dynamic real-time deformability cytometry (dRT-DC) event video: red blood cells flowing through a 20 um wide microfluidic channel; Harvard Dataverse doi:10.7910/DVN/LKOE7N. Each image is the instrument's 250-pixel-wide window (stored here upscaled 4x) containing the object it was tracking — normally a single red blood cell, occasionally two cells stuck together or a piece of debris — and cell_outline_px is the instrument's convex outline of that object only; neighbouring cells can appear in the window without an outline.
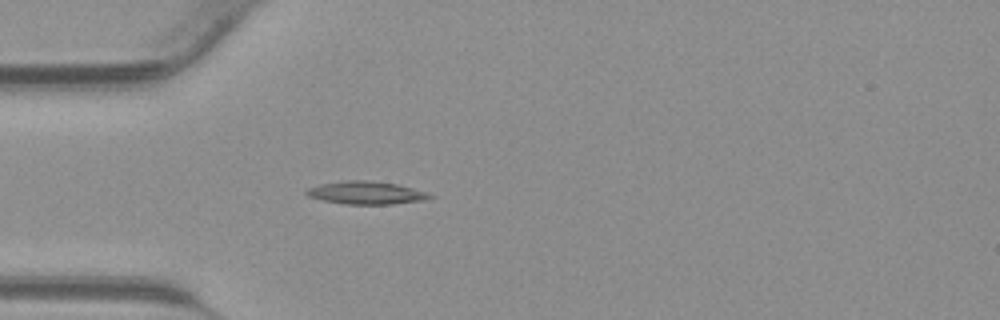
{"species": "common noctule bat (a hibernating species)", "species_latin": "Nyctalus noctula", "temperature_condition": "warm", "stored_images_in_passage": 30, "camera_frame_rate_fps": 3000, "um_per_image_px": 0.085, "animal": {"sex": "male", "body_mass_g": 23.1, "forearm_length_mm": 52.7}, "frame": {"image": 1, "passage_image": 4, "time_ms": 1.0, "image_size_px": [1000, 320], "cell_outline_px": [[436, 196], [428, 200], [392, 204], [344, 204], [324, 200], [308, 196], [304, 192], [308, 188], [320, 184], [344, 180], [368, 180], [396, 184], [412, 188]], "centroid_in_image_um": [31.13, 16.39], "position_along_channel_um": 53.9, "area_um2": 16.42}}
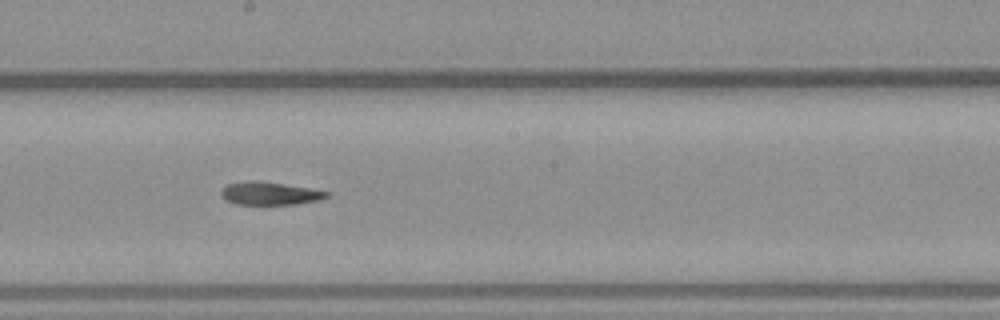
{"frame": {"image": 2, "passage_image": 15, "time_ms": 4.667, "image_size_px": [1000, 320], "cell_outline_px": [[332, 196], [320, 200], [296, 204], [236, 204], [220, 196], [220, 192], [228, 184], [248, 180], [256, 180], [284, 184], [332, 192]], "centroid_in_image_um": [22.99, 16.44], "position_along_channel_um": 225.2, "area_um2": 14.16}}
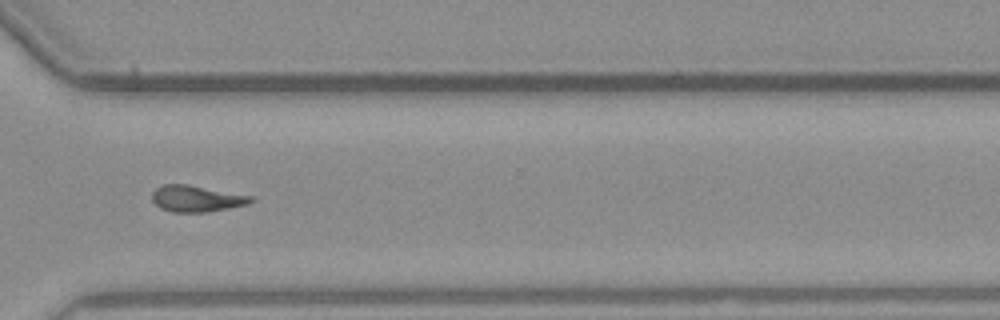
{"frame": {"image": 3, "passage_image": 23, "time_ms": 7.333, "image_size_px": [1000, 320], "cell_outline_px": [[256, 200], [248, 204], [208, 212], [172, 212], [160, 208], [152, 200], [152, 192], [156, 188], [164, 184], [188, 184], [252, 196]], "centroid_in_image_um": [16.7, 16.88], "position_along_channel_um": 353.9, "area_um2": 15.2}}